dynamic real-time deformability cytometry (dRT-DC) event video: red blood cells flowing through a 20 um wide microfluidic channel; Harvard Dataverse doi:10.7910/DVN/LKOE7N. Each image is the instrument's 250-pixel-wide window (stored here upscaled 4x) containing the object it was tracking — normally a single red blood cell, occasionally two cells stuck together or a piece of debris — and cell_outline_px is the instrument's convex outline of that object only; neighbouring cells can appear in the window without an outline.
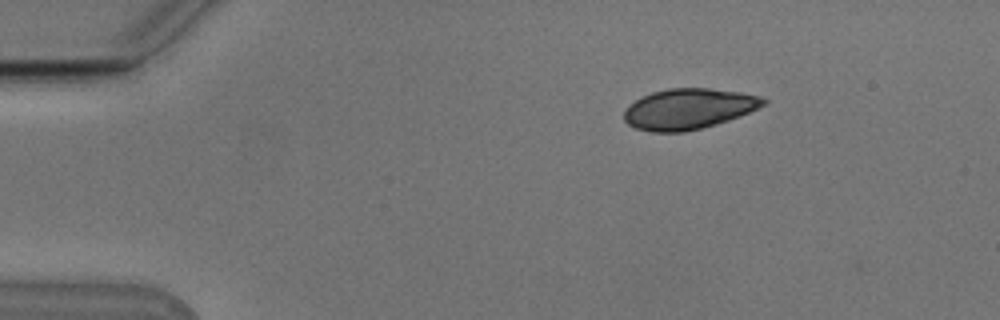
{"species": "Egyptian fruit bat (a non-hibernating species)", "species_latin": "Rousettus aegyptiacus", "temperature_condition": "cold", "stored_images_in_passage": 5, "camera_frame_rate_fps": 3000, "um_per_image_px": 0.085, "animal": {"sex": "male"}, "frame": {"image": 1, "passage_image": 2, "time_ms": 0.333, "image_size_px": [1000, 320], "cell_outline_px": [[768, 104], [740, 116], [716, 124], [684, 132], [652, 132], [636, 128], [628, 124], [624, 120], [624, 112], [628, 104], [640, 96], [652, 92], [668, 88], [708, 88], [740, 92], [760, 96], [768, 100]], "centroid_in_image_um": [58.52, 9.24], "position_along_channel_um": 26.5, "area_um2": 33.18}}